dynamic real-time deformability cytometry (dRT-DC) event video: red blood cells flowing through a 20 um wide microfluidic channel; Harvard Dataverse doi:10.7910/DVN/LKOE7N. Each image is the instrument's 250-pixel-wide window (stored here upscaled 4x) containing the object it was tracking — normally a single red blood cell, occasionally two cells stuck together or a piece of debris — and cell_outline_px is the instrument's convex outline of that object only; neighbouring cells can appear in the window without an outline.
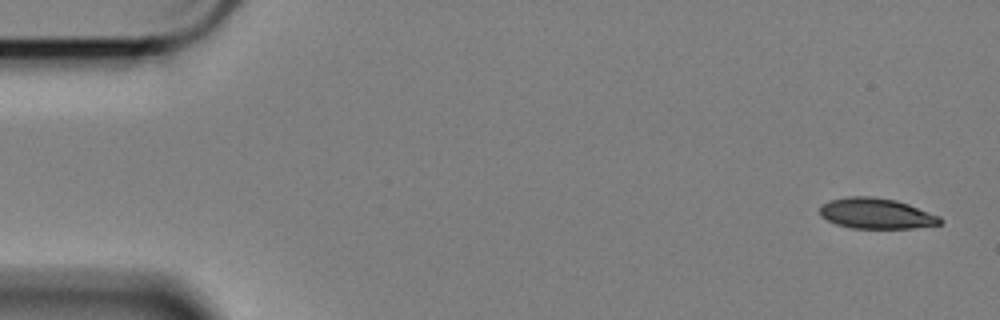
{"species": "Egyptian fruit bat (a non-hibernating species)", "species_latin": "Rousettus aegyptiacus", "temperature_condition": "cold", "stored_images_in_passage": 57, "camera_frame_rate_fps": 3000, "um_per_image_px": 0.085, "animal": {"sex": "female"}, "frame": {"image": 1, "passage_image": 1, "time_ms": 0.0, "image_size_px": [1000, 320], "cell_outline_px": [[944, 220], [940, 224], [912, 228], [852, 228], [836, 224], [820, 216], [820, 204], [832, 200], [848, 196], [872, 196], [896, 200], [908, 204], [940, 216]], "centroid_in_image_um": [74.48, 18.14], "position_along_channel_um": 10.5, "area_um2": 21.44}}
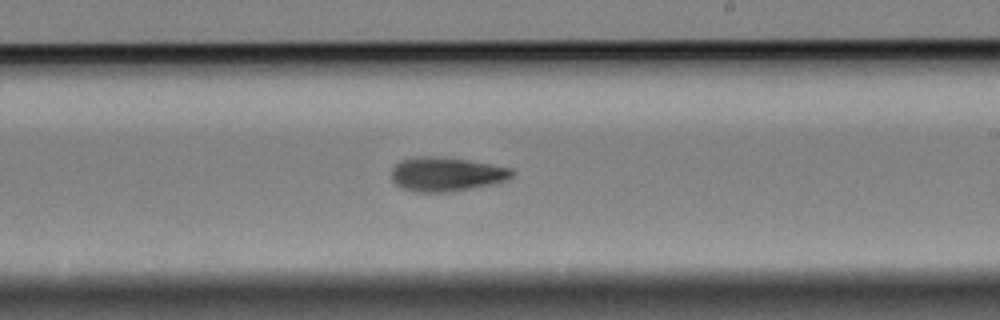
{"frame": {"image": 2, "passage_image": 33, "time_ms": 10.667, "image_size_px": [1000, 320], "cell_outline_px": [[516, 172], [508, 180], [496, 184], [452, 192], [412, 192], [400, 188], [392, 180], [392, 168], [400, 160], [416, 156], [428, 156], [464, 160], [512, 168]], "centroid_in_image_um": [37.94, 14.83], "position_along_channel_um": 251.1, "area_um2": 24.16}}
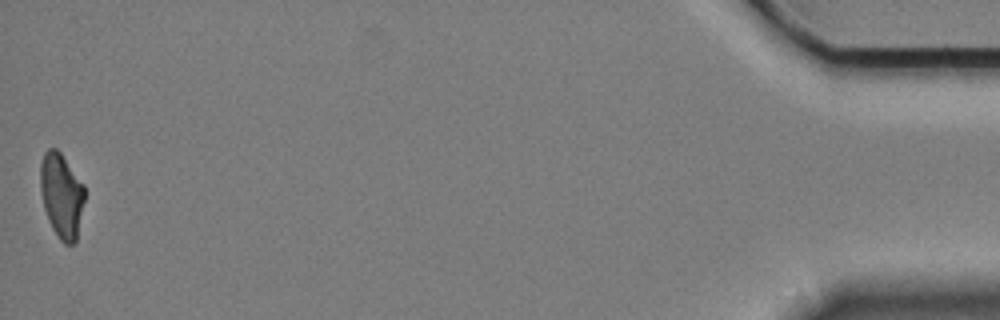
{"frame": {"image": 3, "passage_image": 57, "time_ms": 18.667, "image_size_px": [1000, 320], "cell_outline_px": [[84, 200], [76, 240], [72, 244], [64, 244], [60, 240], [52, 228], [48, 220], [44, 208], [40, 192], [40, 164], [44, 152], [48, 148], [56, 148], [60, 152], [84, 184]], "centroid_in_image_um": [5.21, 16.59], "position_along_channel_um": 430.0, "area_um2": 21.85}, "authors_computed_cell_mechanics": {"area_um2": 23.0622, "velocity_mm_per_s": 3.3989, "shape_relaxation_time_tau1_ms": 5.1283, "shape_relaxation_time_tau2_ms": 2.6958, "deformation_change_tau1": 0.1601, "deformation_change_tau2": 0.0917}}